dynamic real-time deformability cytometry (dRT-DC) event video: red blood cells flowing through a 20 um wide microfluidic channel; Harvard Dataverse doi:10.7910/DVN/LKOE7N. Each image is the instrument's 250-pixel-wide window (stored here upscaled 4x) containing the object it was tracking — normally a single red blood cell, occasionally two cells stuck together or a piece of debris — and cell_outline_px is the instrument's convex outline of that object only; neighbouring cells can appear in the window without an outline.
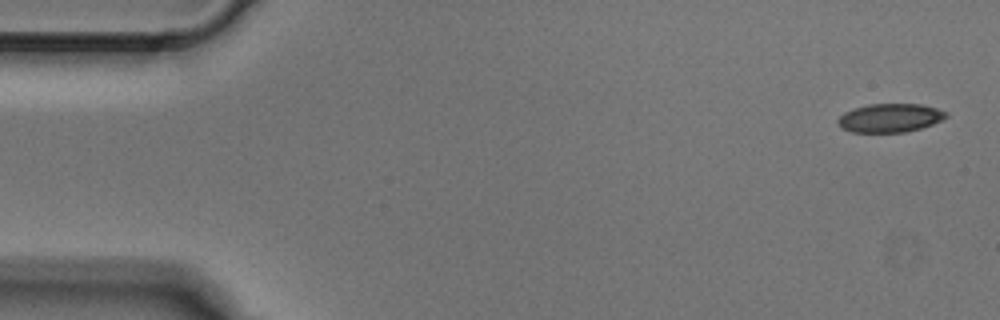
{"species": "Egyptian fruit bat (a non-hibernating species)", "species_latin": "Rousettus aegyptiacus", "temperature_condition": "cold", "stored_images_in_passage": 3, "camera_frame_rate_fps": 3000, "um_per_image_px": 0.085, "animal": {"sex": "male"}, "frame": {"image": 1, "passage_image": 1, "time_ms": 0.0, "image_size_px": [1000, 320], "cell_outline_px": [[948, 116], [932, 124], [920, 128], [904, 132], [852, 132], [844, 128], [836, 120], [844, 112], [852, 108], [868, 104], [920, 104], [936, 108], [948, 112]], "centroid_in_image_um": [75.64, 10.01], "position_along_channel_um": 9.4, "area_um2": 17.92}}
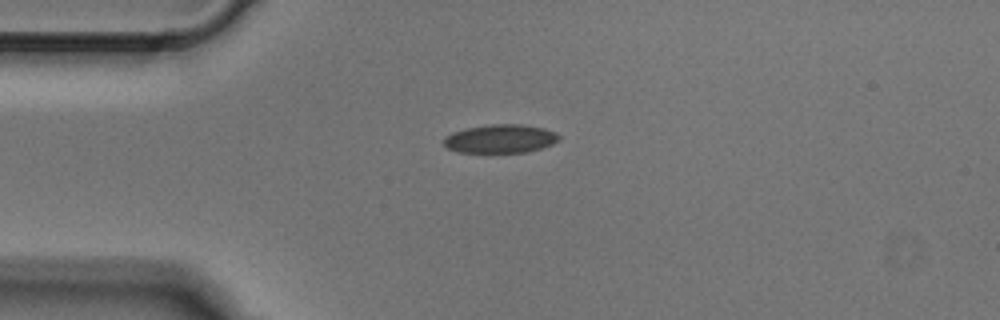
{"frame": {"image": 2, "passage_image": 3, "time_ms": 0.667, "image_size_px": [1000, 320], "cell_outline_px": [[560, 140], [552, 144], [528, 152], [456, 152], [448, 148], [444, 144], [444, 140], [452, 132], [468, 128], [488, 124], [520, 124], [544, 128], [556, 132], [560, 136]], "centroid_in_image_um": [42.57, 11.79], "position_along_channel_um": 42.4, "area_um2": 19.07}}